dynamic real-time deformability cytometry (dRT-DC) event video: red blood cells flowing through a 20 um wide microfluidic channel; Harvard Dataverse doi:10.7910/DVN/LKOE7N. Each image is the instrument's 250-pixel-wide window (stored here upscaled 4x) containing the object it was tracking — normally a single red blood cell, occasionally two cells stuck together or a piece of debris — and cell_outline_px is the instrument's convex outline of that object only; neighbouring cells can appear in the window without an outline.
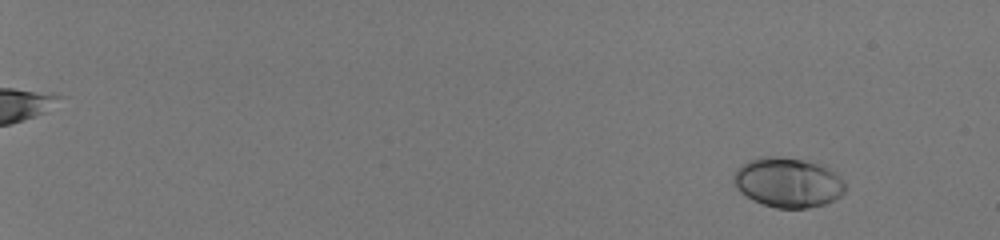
{"species": "human", "species_latin": "Homo sapiens", "temperature_condition": "room temperature", "stored_images_in_passage": 57, "camera_frame_rate_fps": 3000, "um_per_image_px": 0.085, "donor": {"sex": "male"}, "frame": {"image": 1, "passage_image": 7, "time_ms": 2.0, "image_size_px": [1000, 240], "cell_outline_px": [[844, 192], [840, 196], [824, 204], [808, 208], [776, 208], [752, 200], [740, 192], [736, 188], [732, 180], [732, 176], [736, 168], [748, 160], [764, 156], [780, 156], [824, 164], [844, 184]], "centroid_in_image_um": [66.9, 15.5], "position_along_channel_um": 18.1, "area_um2": 32.31}}
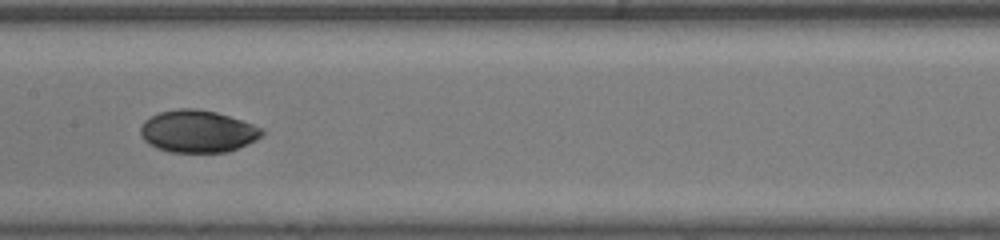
{"frame": {"image": 2, "passage_image": 36, "time_ms": 11.667, "image_size_px": [1000, 240], "cell_outline_px": [[264, 132], [256, 140], [228, 152], [168, 152], [156, 148], [148, 144], [140, 136], [140, 128], [144, 120], [160, 112], [180, 108], [196, 108], [216, 112], [264, 128]], "centroid_in_image_um": [16.77, 11.17], "position_along_channel_um": 190.6, "area_um2": 29.94}}
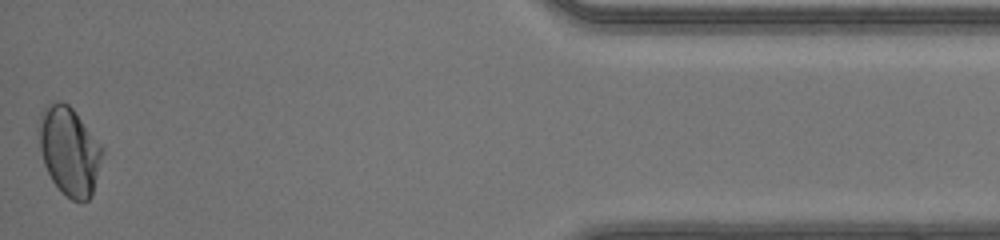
{"frame": {"image": 3, "passage_image": 57, "time_ms": 18.667, "image_size_px": [1000, 240], "cell_outline_px": [[104, 152], [92, 196], [88, 200], [72, 200], [52, 180], [44, 164], [40, 148], [40, 112], [52, 100], [60, 100], [68, 104], [72, 108], [104, 148]], "centroid_in_image_um": [5.91, 12.8], "position_along_channel_um": 429.3, "area_um2": 32.31}, "authors_computed_cell_mechanics": {"area_um2": 30.4028, "velocity_mm_per_s": 4.1501, "shape_relaxation_time_tau1_ms": 3.6903, "shape_relaxation_time_tau2_ms": 1.0568, "deformation_change_tau1": 0.1455, "deformation_change_tau2": 0.0227}}